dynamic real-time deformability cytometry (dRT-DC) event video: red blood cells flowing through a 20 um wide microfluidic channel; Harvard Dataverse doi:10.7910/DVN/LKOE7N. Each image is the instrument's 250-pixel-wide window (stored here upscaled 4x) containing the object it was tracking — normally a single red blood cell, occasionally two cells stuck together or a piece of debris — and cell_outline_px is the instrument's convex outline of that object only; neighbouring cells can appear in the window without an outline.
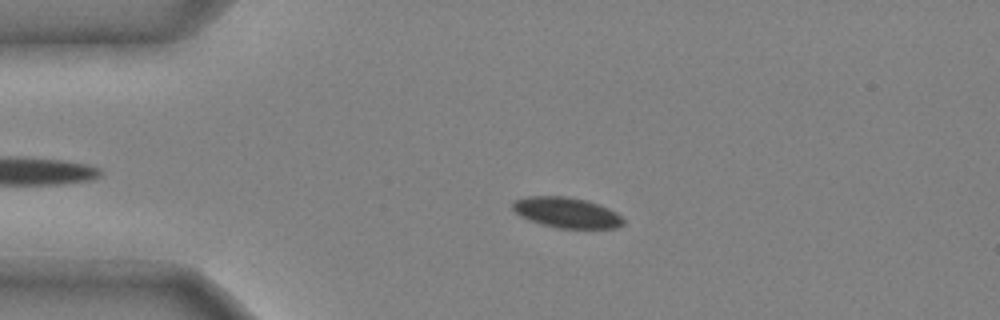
{"species": "common noctule bat (a hibernating species)", "species_latin": "Nyctalus noctula", "temperature_condition": "cold", "stored_images_in_passage": 41, "camera_frame_rate_fps": 3000, "um_per_image_px": 0.085, "animal": {"sex": "male", "body_mass_g": 20.4}, "frame": {"image": 1, "passage_image": 4, "time_ms": 1.0, "image_size_px": [1000, 320], "cell_outline_px": [[624, 224], [616, 228], [556, 228], [540, 224], [528, 220], [520, 216], [512, 208], [512, 200], [528, 196], [564, 196], [588, 200], [600, 204], [616, 212], [624, 220]], "centroid_in_image_um": [48.14, 18.06], "position_along_channel_um": 36.9, "area_um2": 19.88}}
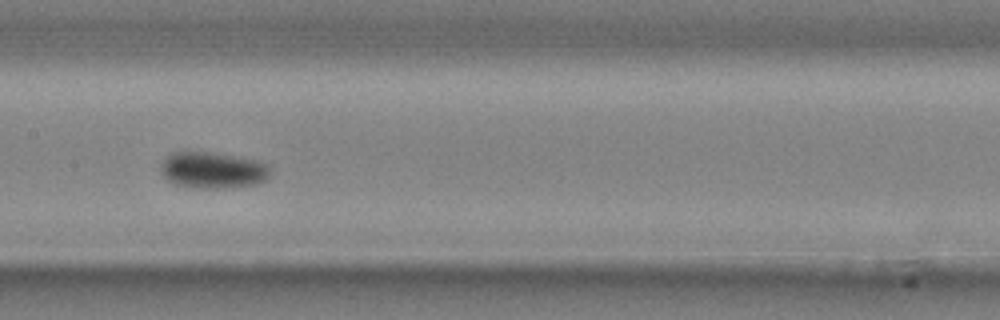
{"frame": {"image": 2, "passage_image": 18, "time_ms": 5.667, "image_size_px": [1000, 320], "cell_outline_px": [[272, 168], [268, 180], [256, 184], [232, 188], [192, 188], [176, 184], [168, 180], [160, 172], [160, 164], [172, 152], [216, 152], [260, 160]], "centroid_in_image_um": [18.14, 14.46], "position_along_channel_um": 189.3, "area_um2": 23.76}}
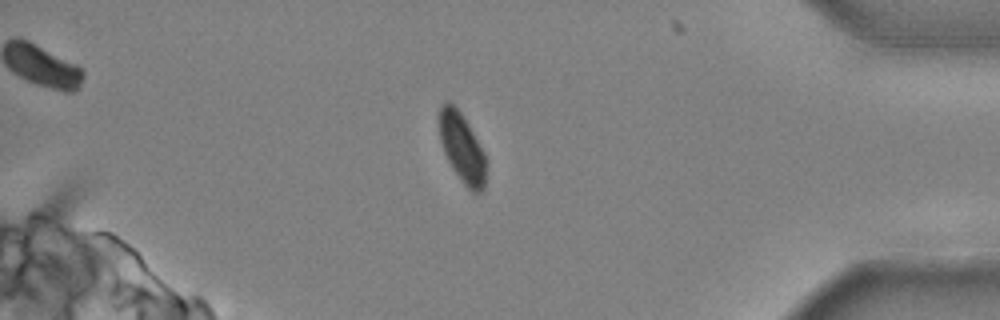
{"frame": {"image": 3, "passage_image": 36, "time_ms": 11.667, "image_size_px": [1000, 320], "cell_outline_px": [[488, 164], [484, 188], [480, 192], [472, 192], [464, 184], [452, 168], [444, 152], [440, 140], [440, 104], [444, 100], [448, 100], [460, 112], [468, 124], [484, 152]], "centroid_in_image_um": [39.3, 12.59], "position_along_channel_um": 395.9, "area_um2": 18.9}, "authors_computed_cell_mechanics": {"area_um2": 20.9814, "velocity_mm_per_s": 3.9506, "shape_relaxation_time_tau1_ms": 5.5037, "shape_relaxation_time_tau2_ms": null, "deformation_change_tau1": 0.097, "deformation_change_tau2": null}}